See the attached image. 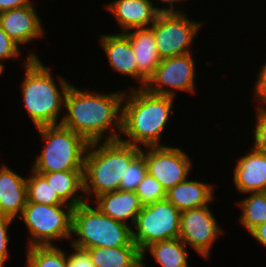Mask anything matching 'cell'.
Segmentation results:
<instances>
[{"instance_id":"obj_2","label":"cell","mask_w":266,"mask_h":267,"mask_svg":"<svg viewBox=\"0 0 266 267\" xmlns=\"http://www.w3.org/2000/svg\"><path fill=\"white\" fill-rule=\"evenodd\" d=\"M175 100V97L156 95L145 88L125 89L119 140L138 148L165 146L161 139L174 113Z\"/></svg>"},{"instance_id":"obj_15","label":"cell","mask_w":266,"mask_h":267,"mask_svg":"<svg viewBox=\"0 0 266 267\" xmlns=\"http://www.w3.org/2000/svg\"><path fill=\"white\" fill-rule=\"evenodd\" d=\"M232 176L233 185L240 194L266 192V154L251 146L238 157Z\"/></svg>"},{"instance_id":"obj_31","label":"cell","mask_w":266,"mask_h":267,"mask_svg":"<svg viewBox=\"0 0 266 267\" xmlns=\"http://www.w3.org/2000/svg\"><path fill=\"white\" fill-rule=\"evenodd\" d=\"M255 124L252 133V147L266 154V112L255 111Z\"/></svg>"},{"instance_id":"obj_35","label":"cell","mask_w":266,"mask_h":267,"mask_svg":"<svg viewBox=\"0 0 266 267\" xmlns=\"http://www.w3.org/2000/svg\"><path fill=\"white\" fill-rule=\"evenodd\" d=\"M30 4H33V0H0V13Z\"/></svg>"},{"instance_id":"obj_28","label":"cell","mask_w":266,"mask_h":267,"mask_svg":"<svg viewBox=\"0 0 266 267\" xmlns=\"http://www.w3.org/2000/svg\"><path fill=\"white\" fill-rule=\"evenodd\" d=\"M146 174L147 167L145 158L141 153H139L130 162L128 169L124 173L120 182L119 190L135 191Z\"/></svg>"},{"instance_id":"obj_8","label":"cell","mask_w":266,"mask_h":267,"mask_svg":"<svg viewBox=\"0 0 266 267\" xmlns=\"http://www.w3.org/2000/svg\"><path fill=\"white\" fill-rule=\"evenodd\" d=\"M204 23L205 20L194 21L184 12H161L149 27L153 31L160 58L192 53L191 49Z\"/></svg>"},{"instance_id":"obj_20","label":"cell","mask_w":266,"mask_h":267,"mask_svg":"<svg viewBox=\"0 0 266 267\" xmlns=\"http://www.w3.org/2000/svg\"><path fill=\"white\" fill-rule=\"evenodd\" d=\"M193 177L167 191L166 199L180 212L210 205L216 197L214 183L192 180Z\"/></svg>"},{"instance_id":"obj_29","label":"cell","mask_w":266,"mask_h":267,"mask_svg":"<svg viewBox=\"0 0 266 267\" xmlns=\"http://www.w3.org/2000/svg\"><path fill=\"white\" fill-rule=\"evenodd\" d=\"M21 51L22 48H20V46L13 41L0 27V66L5 69V61L11 59L18 60L17 58L22 57L21 53L23 52Z\"/></svg>"},{"instance_id":"obj_17","label":"cell","mask_w":266,"mask_h":267,"mask_svg":"<svg viewBox=\"0 0 266 267\" xmlns=\"http://www.w3.org/2000/svg\"><path fill=\"white\" fill-rule=\"evenodd\" d=\"M98 41L112 71L130 76L138 84V66L129 38L118 32L99 35Z\"/></svg>"},{"instance_id":"obj_10","label":"cell","mask_w":266,"mask_h":267,"mask_svg":"<svg viewBox=\"0 0 266 267\" xmlns=\"http://www.w3.org/2000/svg\"><path fill=\"white\" fill-rule=\"evenodd\" d=\"M186 53L179 56L161 59L154 74L148 79L144 87L148 92L156 95L177 98L178 92L195 94L196 70L195 56ZM178 91V92H177Z\"/></svg>"},{"instance_id":"obj_32","label":"cell","mask_w":266,"mask_h":267,"mask_svg":"<svg viewBox=\"0 0 266 267\" xmlns=\"http://www.w3.org/2000/svg\"><path fill=\"white\" fill-rule=\"evenodd\" d=\"M15 220L6 216L0 215V267H6L7 261L11 258L9 249L10 235L9 229Z\"/></svg>"},{"instance_id":"obj_19","label":"cell","mask_w":266,"mask_h":267,"mask_svg":"<svg viewBox=\"0 0 266 267\" xmlns=\"http://www.w3.org/2000/svg\"><path fill=\"white\" fill-rule=\"evenodd\" d=\"M91 202L106 216L131 228L143 207L135 191L116 190L101 194Z\"/></svg>"},{"instance_id":"obj_1","label":"cell","mask_w":266,"mask_h":267,"mask_svg":"<svg viewBox=\"0 0 266 267\" xmlns=\"http://www.w3.org/2000/svg\"><path fill=\"white\" fill-rule=\"evenodd\" d=\"M125 90L98 92L73 83L65 97L61 125L83 136L89 143L119 140Z\"/></svg>"},{"instance_id":"obj_23","label":"cell","mask_w":266,"mask_h":267,"mask_svg":"<svg viewBox=\"0 0 266 267\" xmlns=\"http://www.w3.org/2000/svg\"><path fill=\"white\" fill-rule=\"evenodd\" d=\"M188 249L179 238L151 243L142 251V267L147 266L148 253L161 267H190Z\"/></svg>"},{"instance_id":"obj_34","label":"cell","mask_w":266,"mask_h":267,"mask_svg":"<svg viewBox=\"0 0 266 267\" xmlns=\"http://www.w3.org/2000/svg\"><path fill=\"white\" fill-rule=\"evenodd\" d=\"M152 1L160 12H184V10H181L177 7V4L180 6L182 2L185 3L188 0H152ZM158 3H161V7L159 6L160 4Z\"/></svg>"},{"instance_id":"obj_25","label":"cell","mask_w":266,"mask_h":267,"mask_svg":"<svg viewBox=\"0 0 266 267\" xmlns=\"http://www.w3.org/2000/svg\"><path fill=\"white\" fill-rule=\"evenodd\" d=\"M25 254V267H68V252L59 245L28 247Z\"/></svg>"},{"instance_id":"obj_7","label":"cell","mask_w":266,"mask_h":267,"mask_svg":"<svg viewBox=\"0 0 266 267\" xmlns=\"http://www.w3.org/2000/svg\"><path fill=\"white\" fill-rule=\"evenodd\" d=\"M71 205H44L27 202L18 219L28 230L27 247L57 245L56 241L70 243L72 236Z\"/></svg>"},{"instance_id":"obj_13","label":"cell","mask_w":266,"mask_h":267,"mask_svg":"<svg viewBox=\"0 0 266 267\" xmlns=\"http://www.w3.org/2000/svg\"><path fill=\"white\" fill-rule=\"evenodd\" d=\"M33 4L0 13V27L22 49L34 40L42 39L46 30ZM23 46V47H22Z\"/></svg>"},{"instance_id":"obj_21","label":"cell","mask_w":266,"mask_h":267,"mask_svg":"<svg viewBox=\"0 0 266 267\" xmlns=\"http://www.w3.org/2000/svg\"><path fill=\"white\" fill-rule=\"evenodd\" d=\"M95 267H142V251L132 241L128 246L85 249Z\"/></svg>"},{"instance_id":"obj_6","label":"cell","mask_w":266,"mask_h":267,"mask_svg":"<svg viewBox=\"0 0 266 267\" xmlns=\"http://www.w3.org/2000/svg\"><path fill=\"white\" fill-rule=\"evenodd\" d=\"M36 129L44 145L31 169L37 173L83 171L90 144L83 136L61 124Z\"/></svg>"},{"instance_id":"obj_22","label":"cell","mask_w":266,"mask_h":267,"mask_svg":"<svg viewBox=\"0 0 266 267\" xmlns=\"http://www.w3.org/2000/svg\"><path fill=\"white\" fill-rule=\"evenodd\" d=\"M41 174L59 198L76 207L86 202L84 195L83 171H60Z\"/></svg>"},{"instance_id":"obj_11","label":"cell","mask_w":266,"mask_h":267,"mask_svg":"<svg viewBox=\"0 0 266 267\" xmlns=\"http://www.w3.org/2000/svg\"><path fill=\"white\" fill-rule=\"evenodd\" d=\"M140 153L145 158L147 173L153 176L166 191L193 174L191 171L194 169V161L182 147L173 145L145 147L141 148Z\"/></svg>"},{"instance_id":"obj_27","label":"cell","mask_w":266,"mask_h":267,"mask_svg":"<svg viewBox=\"0 0 266 267\" xmlns=\"http://www.w3.org/2000/svg\"><path fill=\"white\" fill-rule=\"evenodd\" d=\"M135 193L143 206L166 199L167 191L150 174H146L142 182L137 186Z\"/></svg>"},{"instance_id":"obj_12","label":"cell","mask_w":266,"mask_h":267,"mask_svg":"<svg viewBox=\"0 0 266 267\" xmlns=\"http://www.w3.org/2000/svg\"><path fill=\"white\" fill-rule=\"evenodd\" d=\"M211 206L212 204L183 211L180 217L178 238L205 260H209L213 245L224 235V229L213 214Z\"/></svg>"},{"instance_id":"obj_9","label":"cell","mask_w":266,"mask_h":267,"mask_svg":"<svg viewBox=\"0 0 266 267\" xmlns=\"http://www.w3.org/2000/svg\"><path fill=\"white\" fill-rule=\"evenodd\" d=\"M181 212L167 199L142 207L132 229V240L143 251L151 243L180 234Z\"/></svg>"},{"instance_id":"obj_18","label":"cell","mask_w":266,"mask_h":267,"mask_svg":"<svg viewBox=\"0 0 266 267\" xmlns=\"http://www.w3.org/2000/svg\"><path fill=\"white\" fill-rule=\"evenodd\" d=\"M129 38L138 66V88H144L148 79L154 74L161 58L153 31L148 28H135L125 31Z\"/></svg>"},{"instance_id":"obj_14","label":"cell","mask_w":266,"mask_h":267,"mask_svg":"<svg viewBox=\"0 0 266 267\" xmlns=\"http://www.w3.org/2000/svg\"><path fill=\"white\" fill-rule=\"evenodd\" d=\"M103 6L113 16L121 33L150 27L161 13L152 0H113Z\"/></svg>"},{"instance_id":"obj_26","label":"cell","mask_w":266,"mask_h":267,"mask_svg":"<svg viewBox=\"0 0 266 267\" xmlns=\"http://www.w3.org/2000/svg\"><path fill=\"white\" fill-rule=\"evenodd\" d=\"M27 174V202L44 205H68L65 204L48 184L46 179L33 169Z\"/></svg>"},{"instance_id":"obj_30","label":"cell","mask_w":266,"mask_h":267,"mask_svg":"<svg viewBox=\"0 0 266 267\" xmlns=\"http://www.w3.org/2000/svg\"><path fill=\"white\" fill-rule=\"evenodd\" d=\"M258 70V75H256L251 94H253L254 101H256L259 106L256 104L257 107L253 109L259 112H266V62H263Z\"/></svg>"},{"instance_id":"obj_4","label":"cell","mask_w":266,"mask_h":267,"mask_svg":"<svg viewBox=\"0 0 266 267\" xmlns=\"http://www.w3.org/2000/svg\"><path fill=\"white\" fill-rule=\"evenodd\" d=\"M141 148L120 140L91 142L83 168L84 195L91 202L101 194L119 190L121 179Z\"/></svg>"},{"instance_id":"obj_3","label":"cell","mask_w":266,"mask_h":267,"mask_svg":"<svg viewBox=\"0 0 266 267\" xmlns=\"http://www.w3.org/2000/svg\"><path fill=\"white\" fill-rule=\"evenodd\" d=\"M25 57L24 77L20 83L22 107L34 128L60 124L71 81L60 75L55 79L50 66H46L36 52L29 50Z\"/></svg>"},{"instance_id":"obj_37","label":"cell","mask_w":266,"mask_h":267,"mask_svg":"<svg viewBox=\"0 0 266 267\" xmlns=\"http://www.w3.org/2000/svg\"><path fill=\"white\" fill-rule=\"evenodd\" d=\"M4 71H6L2 66H0V76L3 75ZM1 78V77H0Z\"/></svg>"},{"instance_id":"obj_5","label":"cell","mask_w":266,"mask_h":267,"mask_svg":"<svg viewBox=\"0 0 266 267\" xmlns=\"http://www.w3.org/2000/svg\"><path fill=\"white\" fill-rule=\"evenodd\" d=\"M132 241L131 227L106 216L92 202L73 208L70 247L80 250L115 248L128 246Z\"/></svg>"},{"instance_id":"obj_16","label":"cell","mask_w":266,"mask_h":267,"mask_svg":"<svg viewBox=\"0 0 266 267\" xmlns=\"http://www.w3.org/2000/svg\"><path fill=\"white\" fill-rule=\"evenodd\" d=\"M24 176L5 163L0 165V215L15 220L22 214L27 203V174Z\"/></svg>"},{"instance_id":"obj_33","label":"cell","mask_w":266,"mask_h":267,"mask_svg":"<svg viewBox=\"0 0 266 267\" xmlns=\"http://www.w3.org/2000/svg\"><path fill=\"white\" fill-rule=\"evenodd\" d=\"M70 248L72 251L69 250L68 252V267H95L86 251L74 247Z\"/></svg>"},{"instance_id":"obj_24","label":"cell","mask_w":266,"mask_h":267,"mask_svg":"<svg viewBox=\"0 0 266 267\" xmlns=\"http://www.w3.org/2000/svg\"><path fill=\"white\" fill-rule=\"evenodd\" d=\"M243 199L235 201L240 208V225L250 233L260 224L266 223V192L245 194Z\"/></svg>"},{"instance_id":"obj_36","label":"cell","mask_w":266,"mask_h":267,"mask_svg":"<svg viewBox=\"0 0 266 267\" xmlns=\"http://www.w3.org/2000/svg\"><path fill=\"white\" fill-rule=\"evenodd\" d=\"M249 235L266 248V223L257 226Z\"/></svg>"}]
</instances>
